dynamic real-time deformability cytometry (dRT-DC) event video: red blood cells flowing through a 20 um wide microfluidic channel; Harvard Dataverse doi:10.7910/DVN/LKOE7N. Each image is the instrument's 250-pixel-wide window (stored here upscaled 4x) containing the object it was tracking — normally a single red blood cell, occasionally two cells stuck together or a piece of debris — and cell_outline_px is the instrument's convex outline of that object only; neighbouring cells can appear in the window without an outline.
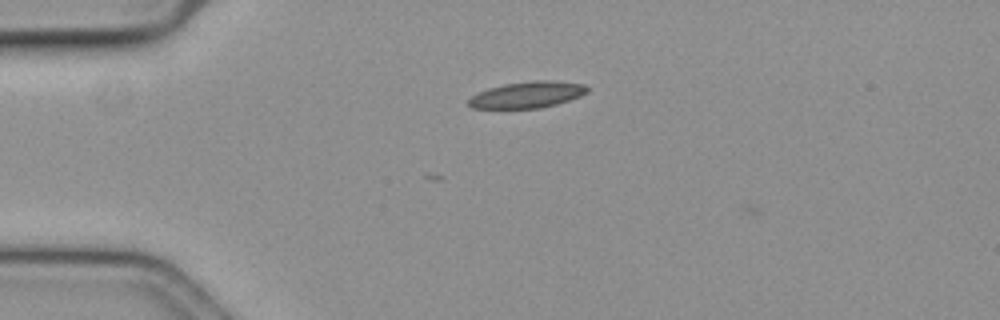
{"species": "common noctule bat (a hibernating species)", "species_latin": "Nyctalus noctula", "temperature_condition": "cold", "stored_images_in_passage": 10, "camera_frame_rate_fps": 3000, "um_per_image_px": 0.085, "animal": {"sex": "female", "body_mass_g": 19.3, "forearm_length_mm": 54.1}, "frame": {"image": 1, "passage_image": 9, "time_ms": 2.667, "image_size_px": [1000, 320], "cell_outline_px": [[588, 92], [580, 96], [556, 104], [540, 108], [472, 108], [468, 104], [468, 100], [472, 96], [488, 88], [504, 84], [532, 80], [552, 80], [584, 84], [588, 88]], "centroid_in_image_um": [44.83, 8.04], "position_along_channel_um": 40.2, "area_um2": 18.15}}